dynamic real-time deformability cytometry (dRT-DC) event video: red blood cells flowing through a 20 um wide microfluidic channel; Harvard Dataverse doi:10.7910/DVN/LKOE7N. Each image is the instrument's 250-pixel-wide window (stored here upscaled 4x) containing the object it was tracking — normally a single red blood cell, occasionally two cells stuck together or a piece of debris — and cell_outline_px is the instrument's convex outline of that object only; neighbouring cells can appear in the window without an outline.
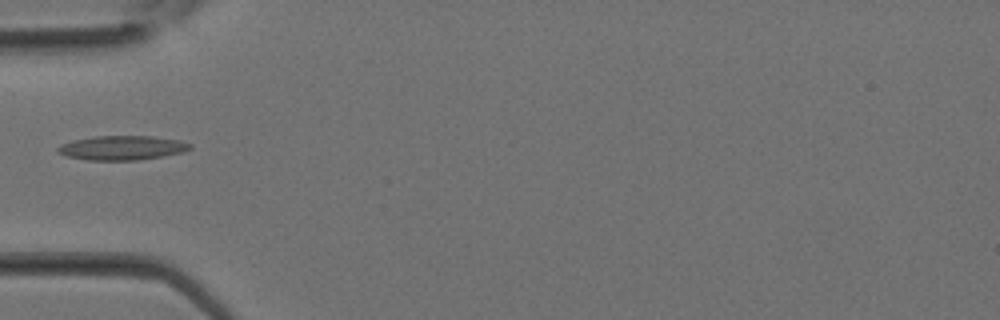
{"species": "Egyptian fruit bat (a non-hibernating species)", "species_latin": "Rousettus aegyptiacus", "temperature_condition": "room temperature", "stored_images_in_passage": 20, "camera_frame_rate_fps": 3000, "um_per_image_px": 0.085, "animal": {"sex": "female"}, "frame": {"image": 1, "passage_image": 11, "time_ms": 3.333, "image_size_px": [1000, 320], "cell_outline_px": [[192, 148], [184, 152], [164, 156], [136, 160], [88, 160], [64, 156], [56, 152], [56, 148], [64, 144], [76, 140], [96, 136], [152, 136], [180, 140], [192, 144]], "centroid_in_image_um": [10.42, 12.57], "position_along_channel_um": 74.6, "area_um2": 18.73}}
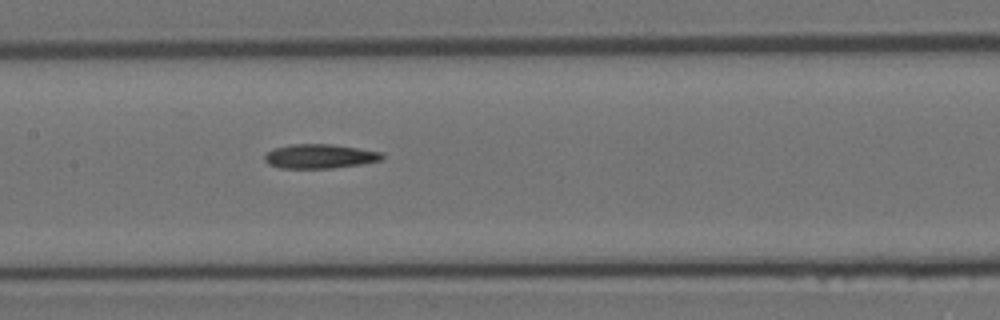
{"frame": {"image": 2, "passage_image": 16, "time_ms": 5.0, "image_size_px": [1000, 320], "cell_outline_px": [[384, 156], [380, 160], [360, 164], [332, 168], [280, 168], [268, 164], [264, 160], [264, 156], [268, 152], [276, 148], [292, 144], [332, 144], [380, 152]], "centroid_in_image_um": [27.14, 13.29], "position_along_channel_um": 180.3, "area_um2": 16.36}}
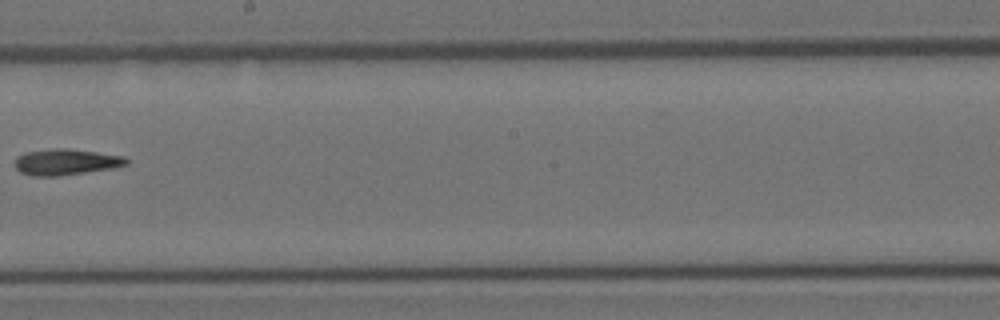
{"frame": {"image": 3, "passage_image": 19, "time_ms": 6.0, "image_size_px": [1000, 320], "cell_outline_px": [[128, 164], [116, 168], [56, 176], [32, 176], [20, 172], [16, 168], [16, 156], [24, 152], [52, 148], [68, 148], [124, 156], [128, 160]], "centroid_in_image_um": [5.6, 13.76], "position_along_channel_um": 242.6, "area_um2": 17.05}}